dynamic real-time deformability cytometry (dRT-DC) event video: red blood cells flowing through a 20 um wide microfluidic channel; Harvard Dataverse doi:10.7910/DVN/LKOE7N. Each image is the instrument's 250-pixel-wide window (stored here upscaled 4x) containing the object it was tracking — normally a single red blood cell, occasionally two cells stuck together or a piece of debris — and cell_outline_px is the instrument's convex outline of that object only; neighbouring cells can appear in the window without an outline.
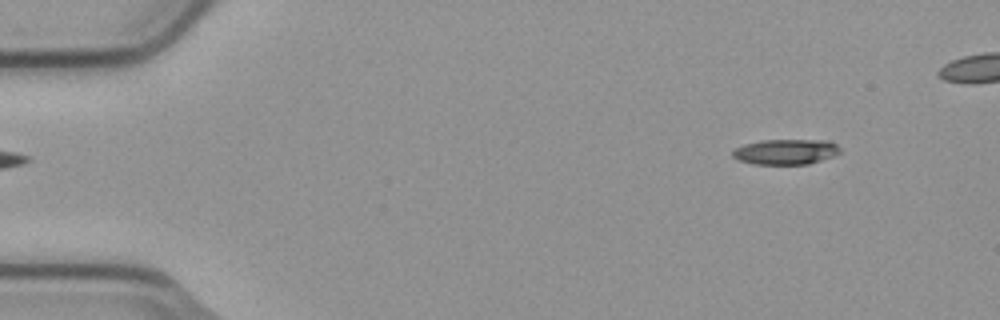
{"species": "common noctule bat (a hibernating species)", "species_latin": "Nyctalus noctula", "temperature_condition": "cold", "stored_images_in_passage": 5, "camera_frame_rate_fps": 3000, "um_per_image_px": 0.085, "animal": {"sex": "male", "body_mass_g": 23.1, "forearm_length_mm": 52.7}, "frame": {"image": 1, "passage_image": 2, "time_ms": 0.333, "image_size_px": [1000, 320], "cell_outline_px": [[840, 152], [832, 156], [808, 164], [752, 164], [740, 160], [732, 156], [732, 152], [736, 148], [744, 144], [764, 140], [828, 140], [836, 144], [840, 148]], "centroid_in_image_um": [66.79, 12.9], "position_along_channel_um": 18.2, "area_um2": 15.72}}